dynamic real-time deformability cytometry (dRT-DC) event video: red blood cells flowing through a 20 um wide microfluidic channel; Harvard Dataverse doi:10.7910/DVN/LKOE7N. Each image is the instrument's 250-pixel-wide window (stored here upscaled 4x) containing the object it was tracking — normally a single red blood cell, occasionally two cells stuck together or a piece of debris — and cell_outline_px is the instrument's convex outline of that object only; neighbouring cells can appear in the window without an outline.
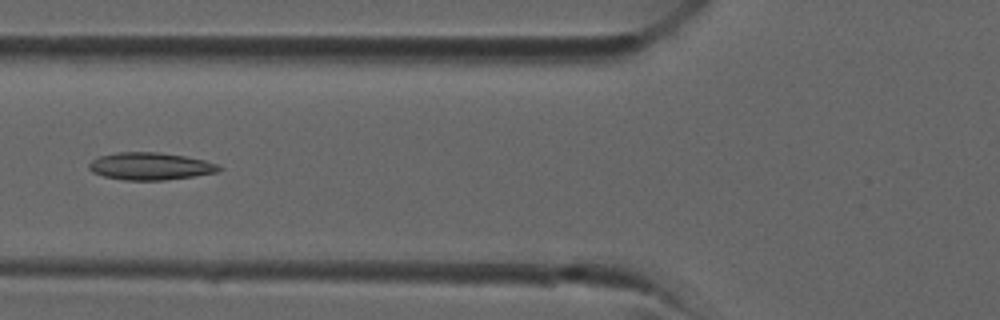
{"species": "common noctule bat (a hibernating species)", "species_latin": "Nyctalus noctula", "temperature_condition": "room temperature", "stored_images_in_passage": 35, "camera_frame_rate_fps": 3000, "um_per_image_px": 0.085, "animal": {"sex": "male", "forearm_length_mm": 52.5}, "frame": {"image": 1, "passage_image": 12, "time_ms": 3.667, "image_size_px": [1000, 320], "cell_outline_px": [[224, 168], [216, 172], [192, 176], [164, 180], [124, 180], [104, 176], [92, 172], [88, 168], [88, 164], [92, 160], [100, 156], [116, 152], [160, 152], [184, 156], [204, 160], [216, 164]], "centroid_in_image_um": [12.75, 14.12], "position_along_channel_um": 113.1, "area_um2": 20.63}}
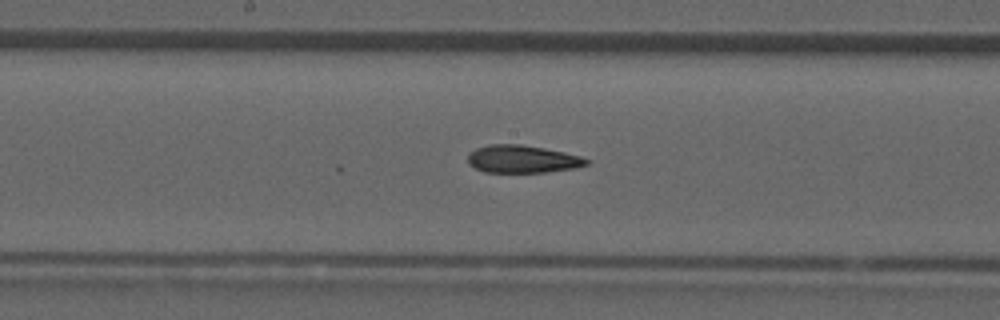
{"frame": {"image": 2, "passage_image": 17, "time_ms": 5.333, "image_size_px": [1000, 320], "cell_outline_px": [[592, 160], [588, 164], [576, 168], [548, 172], [484, 172], [468, 164], [468, 156], [476, 148], [488, 144], [520, 144], [544, 148], [564, 152], [580, 156]], "centroid_in_image_um": [44.43, 13.52], "position_along_channel_um": 203.8, "area_um2": 19.19}}
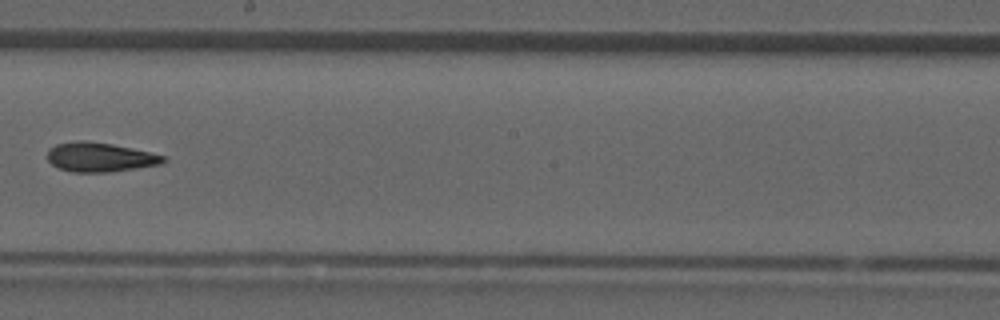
{"frame": {"image": 3, "passage_image": 19, "time_ms": 6.0, "image_size_px": [1000, 320], "cell_outline_px": [[168, 160], [160, 164], [108, 172], [72, 172], [56, 168], [48, 160], [48, 148], [56, 144], [80, 140], [84, 140], [112, 144], [132, 148], [168, 156]], "centroid_in_image_um": [8.49, 13.35], "position_along_channel_um": 239.7, "area_um2": 19.88}}